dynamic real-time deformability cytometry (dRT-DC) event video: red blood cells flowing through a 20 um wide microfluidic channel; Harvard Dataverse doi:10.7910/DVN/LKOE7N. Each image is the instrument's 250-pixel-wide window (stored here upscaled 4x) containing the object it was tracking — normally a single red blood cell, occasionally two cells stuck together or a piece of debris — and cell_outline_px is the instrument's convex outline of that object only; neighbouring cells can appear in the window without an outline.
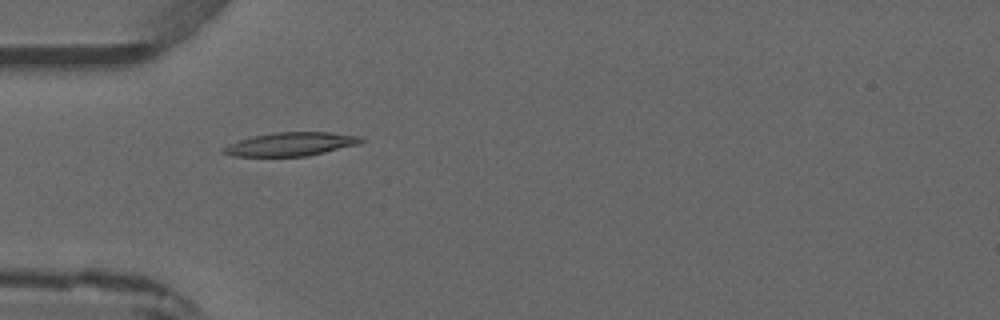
{"species": "common noctule bat (a hibernating species)", "species_latin": "Nyctalus noctula", "temperature_condition": "warm", "stored_images_in_passage": 3, "camera_frame_rate_fps": 3000, "um_per_image_px": 0.085, "animal": {"sex": "male", "forearm_length_mm": 52.5}, "frame": {"image": 1, "passage_image": 2, "time_ms": 1.333, "image_size_px": [1000, 320], "cell_outline_px": [[364, 140], [360, 144], [308, 156], [232, 156], [220, 152], [220, 148], [228, 144], [240, 140], [256, 136], [276, 132], [328, 132], [364, 136]], "centroid_in_image_um": [24.75, 12.25], "position_along_channel_um": 60.3, "area_um2": 18.96}}
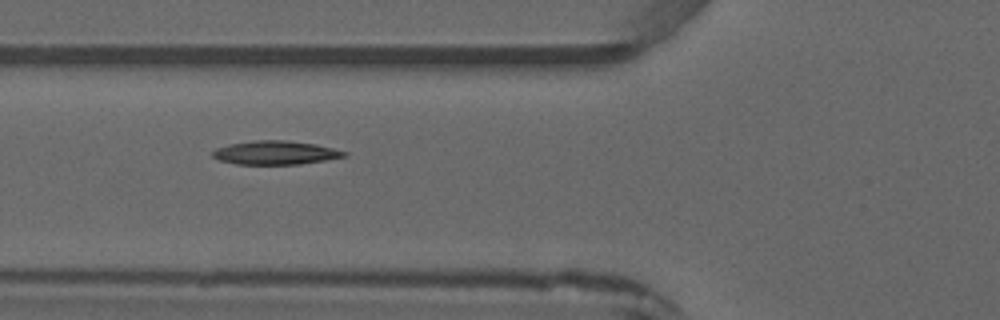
{"frame": {"image": 2, "passage_image": 3, "time_ms": 2.333, "image_size_px": [1000, 320], "cell_outline_px": [[348, 156], [300, 164], [236, 164], [220, 160], [212, 156], [212, 152], [216, 148], [228, 144], [252, 140], [288, 140], [316, 144], [348, 152]], "centroid_in_image_um": [23.41, 12.97], "position_along_channel_um": 102.4, "area_um2": 18.21}}